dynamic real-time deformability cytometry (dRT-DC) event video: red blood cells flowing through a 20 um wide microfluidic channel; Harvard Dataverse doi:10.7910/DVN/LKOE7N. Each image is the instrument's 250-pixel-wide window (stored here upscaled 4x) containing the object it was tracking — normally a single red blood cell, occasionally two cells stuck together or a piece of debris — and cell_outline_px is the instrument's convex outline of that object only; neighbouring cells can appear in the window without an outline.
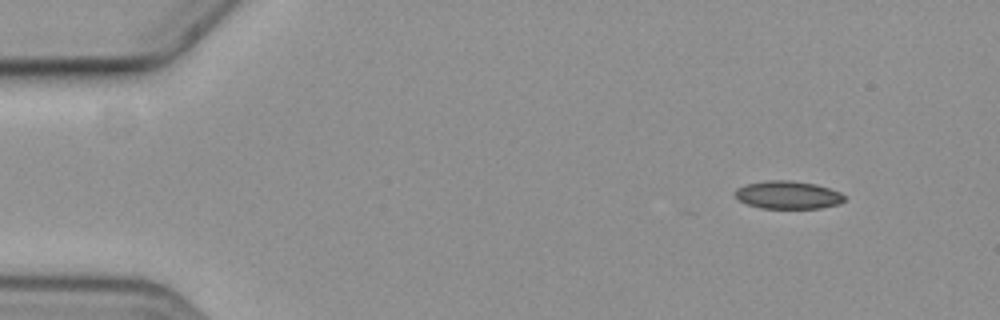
{"species": "common noctule bat (a hibernating species)", "species_latin": "Nyctalus noctula", "temperature_condition": "cold", "stored_images_in_passage": 13, "camera_frame_rate_fps": 3000, "um_per_image_px": 0.085, "animal": {"sex": "female", "body_mass_g": 19.3, "forearm_length_mm": 54.1}, "frame": {"image": 1, "passage_image": 1, "time_ms": 0.0, "image_size_px": [1000, 320], "cell_outline_px": [[844, 200], [840, 204], [820, 208], [760, 208], [748, 204], [740, 200], [736, 196], [736, 188], [748, 184], [768, 180], [788, 180], [816, 184], [840, 192], [844, 196]], "centroid_in_image_um": [67.0, 16.57], "position_along_channel_um": 18.0, "area_um2": 17.57}}
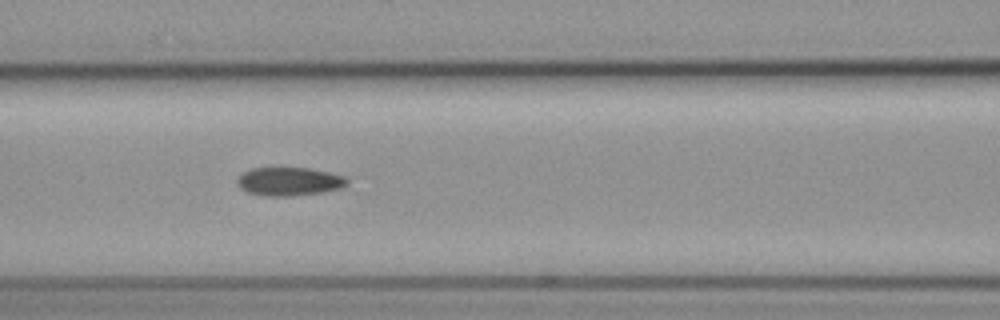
{"frame": {"image": 2, "passage_image": 5, "time_ms": 6.333, "image_size_px": [1000, 320], "cell_outline_px": [[348, 184], [344, 188], [324, 192], [292, 196], [264, 196], [248, 192], [240, 188], [236, 184], [236, 180], [244, 172], [252, 168], [308, 168], [328, 172], [344, 176], [348, 180]], "centroid_in_image_um": [24.6, 15.44], "position_along_channel_um": 142.0, "area_um2": 18.32}}
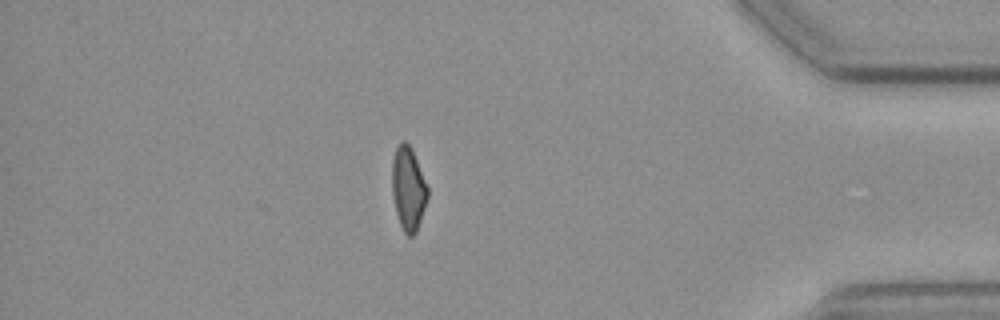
{"frame": {"image": 3, "passage_image": 12, "time_ms": 14.667, "image_size_px": [1000, 320], "cell_outline_px": [[428, 196], [416, 232], [412, 236], [408, 236], [404, 232], [400, 224], [396, 212], [392, 192], [392, 160], [396, 148], [400, 140], [404, 140], [412, 148], [428, 188]], "centroid_in_image_um": [34.69, 15.99], "position_along_channel_um": 400.5, "area_um2": 17.22}, "authors_computed_cell_mechanics": {"area_um2": 18.0914, "velocity_mm_per_s": 3.6025, "shape_relaxation_time_tau1_ms": 10.1863, "shape_relaxation_time_tau2_ms": 5.8308, "deformation_change_tau1": 0.1445, "deformation_change_tau2": 0.0802}}